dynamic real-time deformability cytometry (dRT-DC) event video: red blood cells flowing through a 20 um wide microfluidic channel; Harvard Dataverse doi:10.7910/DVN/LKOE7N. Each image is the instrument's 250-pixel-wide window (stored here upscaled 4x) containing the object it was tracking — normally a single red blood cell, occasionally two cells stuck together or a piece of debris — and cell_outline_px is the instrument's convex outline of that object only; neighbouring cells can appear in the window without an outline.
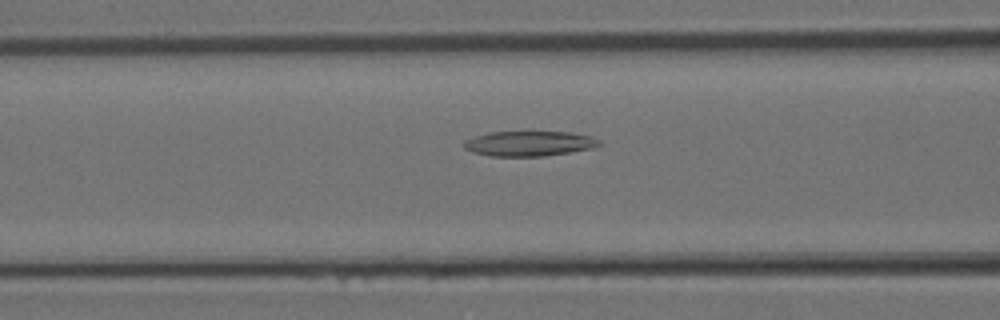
{"species": "Egyptian fruit bat (a non-hibernating species)", "species_latin": "Rousettus aegyptiacus", "temperature_condition": "room temperature", "stored_images_in_passage": 28, "segment_of_instrument_passage": [1, 2], "camera_frame_rate_fps": 3000, "um_per_image_px": 0.085, "animal": {"sex": "female"}, "frame": {"image": 1, "passage_image": 10, "time_ms": 3.0, "image_size_px": [1000, 320], "cell_outline_px": [[600, 144], [592, 148], [544, 156], [492, 156], [472, 152], [464, 148], [464, 140], [476, 136], [492, 132], [572, 132], [592, 136], [600, 140]], "centroid_in_image_um": [44.99, 12.2], "position_along_channel_um": 121.6, "area_um2": 19.59}}
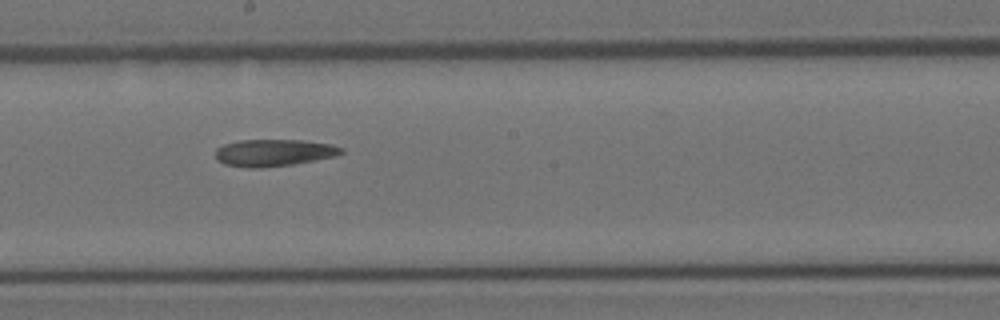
{"frame": {"image": 2, "passage_image": 15, "time_ms": 4.667, "image_size_px": [1000, 320], "cell_outline_px": [[344, 152], [336, 156], [292, 164], [260, 168], [248, 168], [224, 164], [216, 160], [216, 148], [224, 144], [240, 140], [304, 140], [332, 144], [344, 148]], "centroid_in_image_um": [23.28, 12.98], "position_along_channel_um": 224.9, "area_um2": 19.88}}
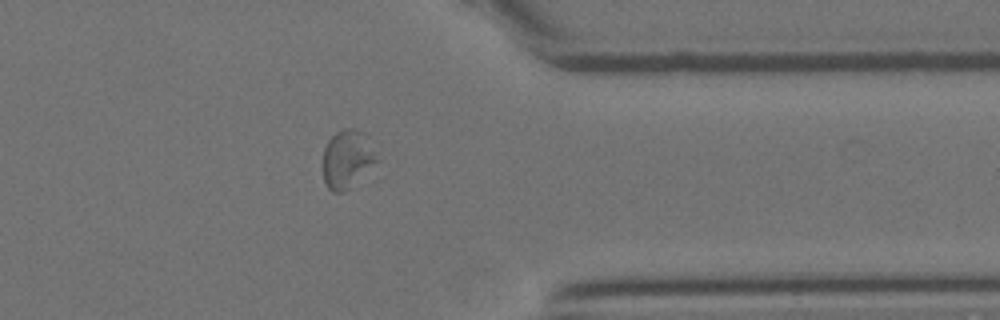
{"frame": {"image": 3, "passage_image": 23, "time_ms": 7.333, "image_size_px": [1000, 320], "cell_outline_px": [[380, 160], [348, 188], [340, 192], [332, 192], [328, 188], [324, 180], [324, 148], [328, 140], [336, 132], [344, 128], [356, 128], [364, 132], [368, 136]], "centroid_in_image_um": [29.55, 13.47], "position_along_channel_um": 381.9, "area_um2": 18.26}}